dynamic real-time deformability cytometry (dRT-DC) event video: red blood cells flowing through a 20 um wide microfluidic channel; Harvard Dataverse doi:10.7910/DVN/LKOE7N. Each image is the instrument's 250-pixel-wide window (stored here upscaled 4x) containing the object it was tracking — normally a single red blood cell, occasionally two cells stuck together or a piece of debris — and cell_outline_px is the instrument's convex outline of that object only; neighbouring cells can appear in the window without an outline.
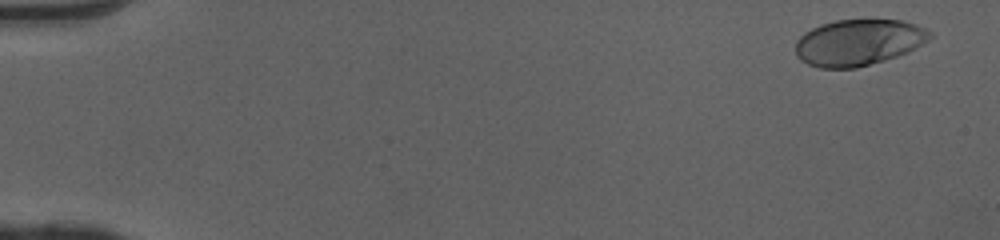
{"species": "human", "species_latin": "Homo sapiens", "temperature_condition": "cold", "stored_images_in_passage": 15, "camera_frame_rate_fps": 3000, "um_per_image_px": 0.085, "donor": {"sex": "female"}, "frame": {"image": 1, "passage_image": 3, "time_ms": 0.667, "image_size_px": [1000, 240], "cell_outline_px": [[932, 36], [928, 40], [908, 52], [884, 60], [856, 68], [820, 68], [808, 64], [800, 60], [796, 56], [796, 40], [804, 32], [820, 24], [836, 20], [904, 20], [916, 24], [932, 32]], "centroid_in_image_um": [72.95, 3.6], "position_along_channel_um": 12.0, "area_um2": 36.24}}